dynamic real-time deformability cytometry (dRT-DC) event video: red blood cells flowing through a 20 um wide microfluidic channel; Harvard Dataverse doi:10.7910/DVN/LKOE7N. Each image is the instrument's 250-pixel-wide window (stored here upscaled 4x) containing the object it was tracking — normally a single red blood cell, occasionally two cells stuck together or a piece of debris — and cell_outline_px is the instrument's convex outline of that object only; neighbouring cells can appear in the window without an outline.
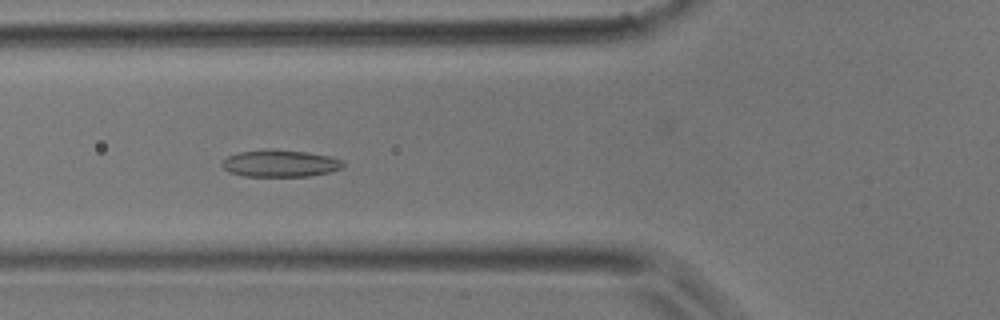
{"species": "common noctule bat (a hibernating species)", "species_latin": "Nyctalus noctula", "temperature_condition": "room temperature", "stored_images_in_passage": 44, "camera_frame_rate_fps": 3000, "um_per_image_px": 0.085, "animal": {"sex": "male", "body_mass_g": 17.9}, "frame": {"image": 1, "passage_image": 16, "time_ms": 5.0, "image_size_px": [1000, 320], "cell_outline_px": [[344, 168], [332, 172], [308, 176], [244, 176], [228, 172], [220, 164], [228, 156], [236, 152], [268, 148], [308, 152], [328, 156], [344, 160]], "centroid_in_image_um": [23.82, 13.88], "position_along_channel_um": 102.0, "area_um2": 19.42}}
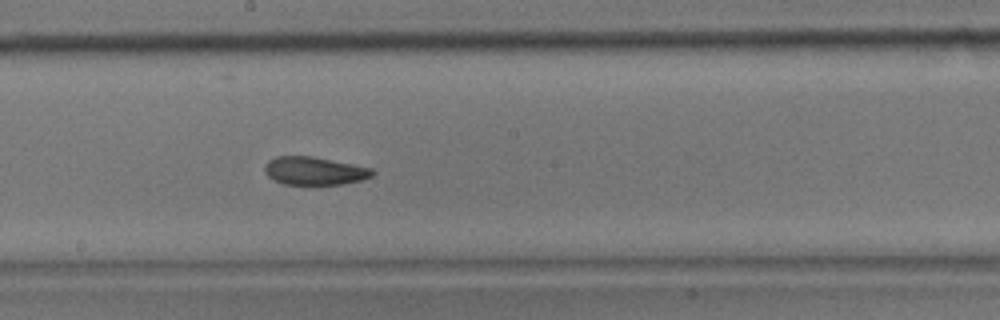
{"frame": {"image": 2, "passage_image": 24, "time_ms": 7.667, "image_size_px": [1000, 320], "cell_outline_px": [[376, 172], [372, 176], [360, 180], [340, 184], [284, 184], [272, 180], [264, 172], [264, 164], [268, 160], [276, 156], [312, 156], [372, 168]], "centroid_in_image_um": [26.68, 14.52], "position_along_channel_um": 221.5, "area_um2": 17.63}}
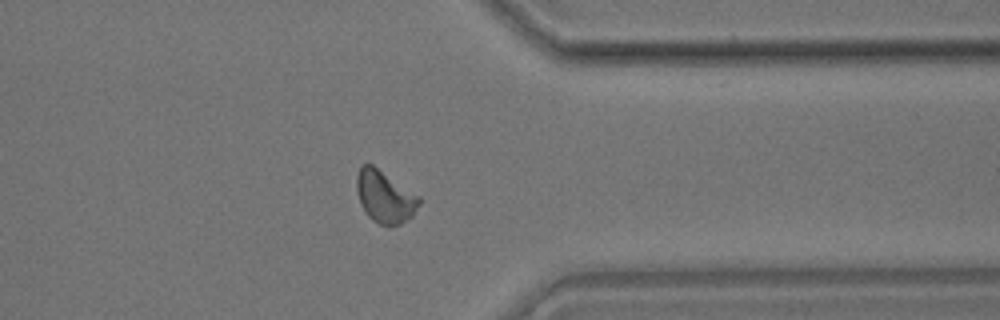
{"frame": {"image": 3, "passage_image": 35, "time_ms": 11.333, "image_size_px": [1000, 320], "cell_outline_px": [[420, 204], [412, 216], [400, 224], [380, 224], [372, 220], [368, 216], [360, 204], [356, 188], [356, 176], [360, 164], [372, 164], [420, 196]], "centroid_in_image_um": [32.69, 16.69], "position_along_channel_um": 378.7, "area_um2": 18.96}}